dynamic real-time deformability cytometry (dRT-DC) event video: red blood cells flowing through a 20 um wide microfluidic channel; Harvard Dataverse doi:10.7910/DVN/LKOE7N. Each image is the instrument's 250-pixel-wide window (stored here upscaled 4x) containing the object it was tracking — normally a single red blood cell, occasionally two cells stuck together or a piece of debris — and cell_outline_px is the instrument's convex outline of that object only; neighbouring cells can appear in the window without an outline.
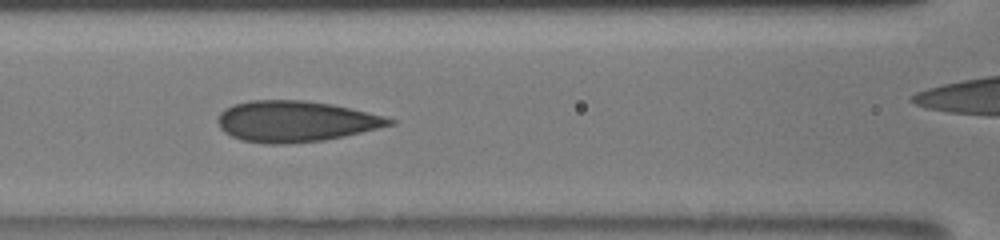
{"species": "human", "species_latin": "Homo sapiens", "temperature_condition": "room temperature", "stored_images_in_passage": 13, "camera_frame_rate_fps": 3000, "um_per_image_px": 0.085, "donor": {"sex": "male"}, "frame": {"image": 1, "passage_image": 4, "time_ms": 2.0, "image_size_px": [1000, 240], "cell_outline_px": [[396, 124], [344, 136], [324, 140], [288, 144], [264, 144], [240, 140], [224, 132], [220, 128], [216, 120], [220, 112], [224, 108], [232, 104], [248, 100], [304, 100], [332, 104], [384, 116], [396, 120]], "centroid_in_image_um": [25.07, 10.31], "position_along_channel_um": 141.5, "area_um2": 41.27}}
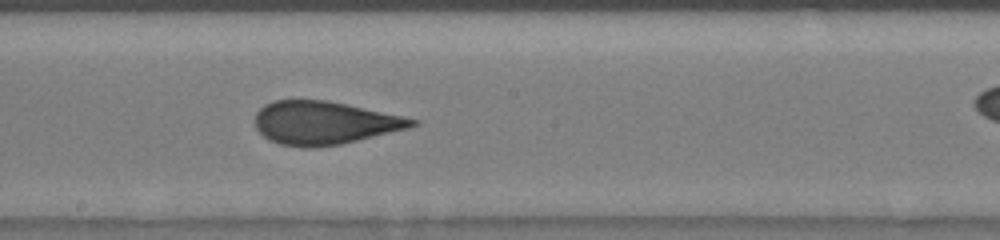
{"frame": {"image": 2, "passage_image": 8, "time_ms": 4.0, "image_size_px": [1000, 240], "cell_outline_px": [[420, 124], [408, 128], [340, 144], [316, 148], [300, 148], [280, 144], [268, 140], [256, 128], [256, 112], [264, 104], [272, 100], [328, 100], [420, 120]], "centroid_in_image_um": [27.54, 10.45], "position_along_channel_um": 220.7, "area_um2": 39.48}}
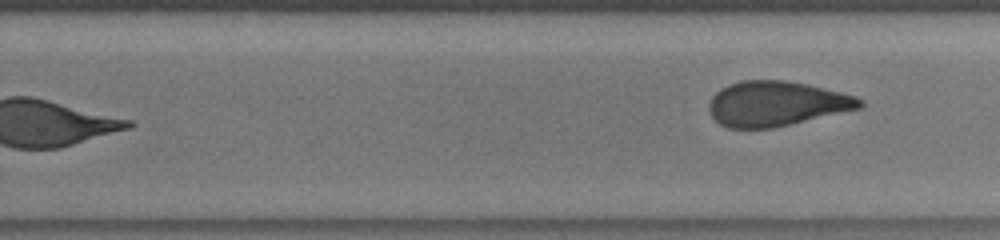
{"frame": {"image": 3, "passage_image": 13, "time_ms": 6.667, "image_size_px": [1000, 240], "cell_outline_px": [[864, 104], [860, 108], [772, 128], [728, 128], [720, 124], [708, 112], [708, 104], [712, 96], [716, 92], [728, 84], [740, 80], [784, 80], [804, 84], [840, 92], [856, 96], [864, 100]], "centroid_in_image_um": [65.95, 8.81], "position_along_channel_um": 263.8, "area_um2": 39.25}}